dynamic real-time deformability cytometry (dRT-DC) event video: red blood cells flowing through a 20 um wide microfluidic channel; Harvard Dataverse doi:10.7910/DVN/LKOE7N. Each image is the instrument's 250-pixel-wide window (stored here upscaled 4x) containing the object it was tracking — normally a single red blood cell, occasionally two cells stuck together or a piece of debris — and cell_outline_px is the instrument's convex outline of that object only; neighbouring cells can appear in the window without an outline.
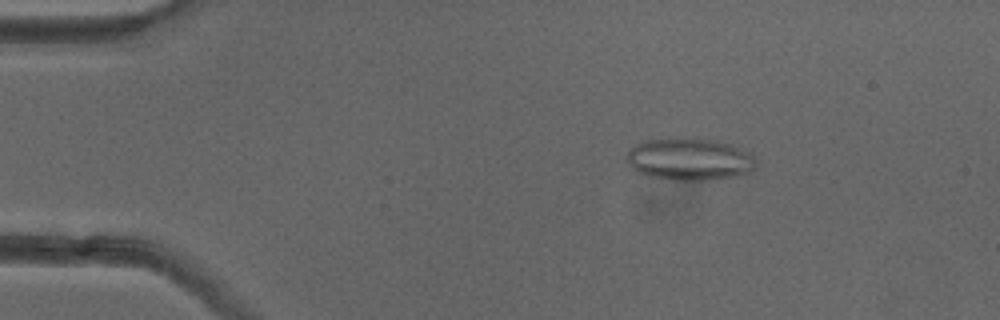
{"species": "common noctule bat (a hibernating species)", "species_latin": "Nyctalus noctula", "temperature_condition": "cold", "stored_images_in_passage": 51, "camera_frame_rate_fps": 3000, "um_per_image_px": 0.085, "animal": {"sex": "female"}, "frame": {"image": 1, "passage_image": 8, "time_ms": 2.333, "image_size_px": [1000, 320], "cell_outline_px": [[756, 164], [748, 172], [736, 176], [704, 180], [672, 180], [648, 176], [636, 172], [628, 164], [628, 148], [640, 140], [668, 136], [688, 136], [716, 140], [732, 144], [752, 152], [756, 160]], "centroid_in_image_um": [58.57, 13.48], "position_along_channel_um": 26.4, "area_um2": 32.95}}
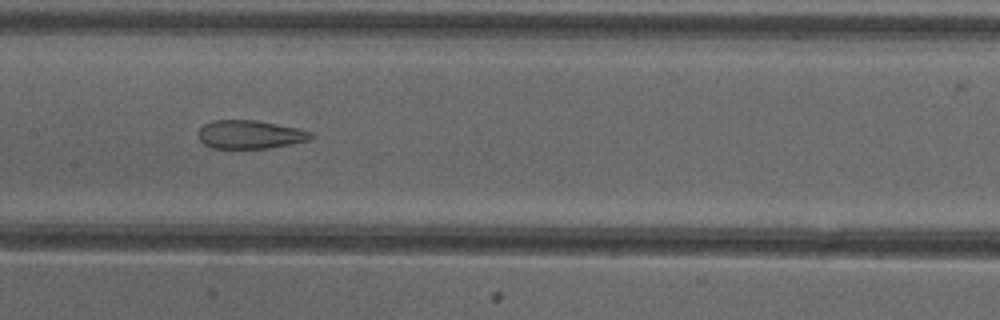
{"frame": {"image": 2, "passage_image": 25, "time_ms": 8.0, "image_size_px": [1000, 320], "cell_outline_px": [[312, 136], [308, 140], [268, 148], [212, 148], [204, 144], [200, 140], [196, 132], [204, 124], [212, 120], [256, 120], [296, 128], [312, 132]], "centroid_in_image_um": [21.18, 11.43], "position_along_channel_um": 186.2, "area_um2": 18.5}}
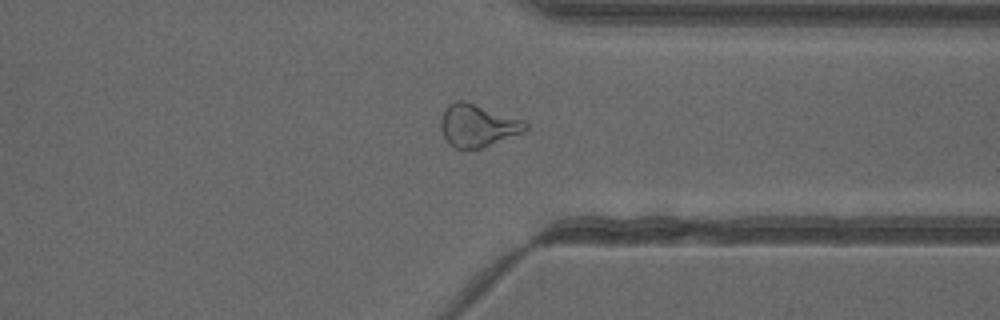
{"frame": {"image": 3, "passage_image": 39, "time_ms": 12.667, "image_size_px": [1000, 320], "cell_outline_px": [[528, 132], [480, 148], [456, 148], [448, 144], [440, 128], [440, 120], [444, 108], [448, 104], [456, 100], [464, 100], [524, 120], [528, 124]], "centroid_in_image_um": [40.62, 10.66], "position_along_channel_um": 370.8, "area_um2": 21.27}, "authors_computed_cell_mechanics": {"area_um2": 22.542, "velocity_mm_per_s": 3.9878, "shape_relaxation_time_tau1_ms": null, "shape_relaxation_time_tau2_ms": 1.8421, "deformation_change_tau1": null, "deformation_change_tau2": 0.1054}}